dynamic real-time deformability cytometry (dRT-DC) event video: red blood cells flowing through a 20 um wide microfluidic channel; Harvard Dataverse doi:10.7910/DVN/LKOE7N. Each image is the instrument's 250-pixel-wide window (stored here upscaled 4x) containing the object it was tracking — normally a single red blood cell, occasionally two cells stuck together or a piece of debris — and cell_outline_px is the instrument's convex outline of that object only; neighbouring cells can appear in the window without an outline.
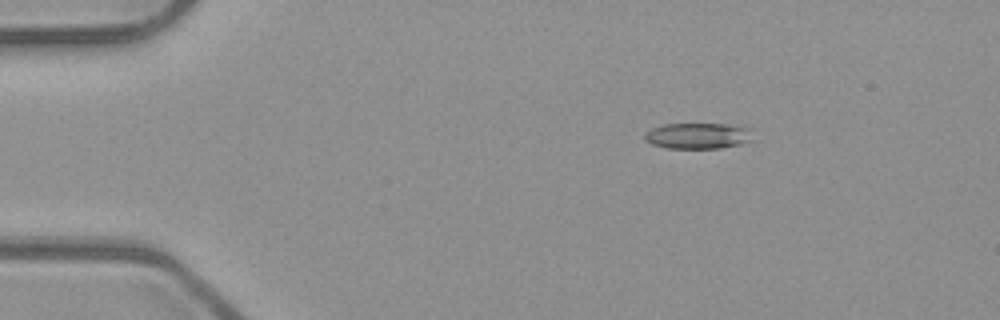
{"species": "common noctule bat (a hibernating species)", "species_latin": "Nyctalus noctula", "temperature_condition": "room temperature", "stored_images_in_passage": 3, "camera_frame_rate_fps": 3000, "um_per_image_px": 0.085, "animal": {"sex": "male", "body_mass_g": 23.1, "forearm_length_mm": 52.7}, "frame": {"image": 1, "passage_image": 1, "time_ms": 0.0, "image_size_px": [1000, 320], "cell_outline_px": [[752, 140], [740, 144], [720, 148], [668, 148], [652, 144], [644, 140], [644, 132], [652, 128], [664, 124], [724, 124], [744, 128]], "centroid_in_image_um": [59.2, 11.55], "position_along_channel_um": 25.8, "area_um2": 15.95}}
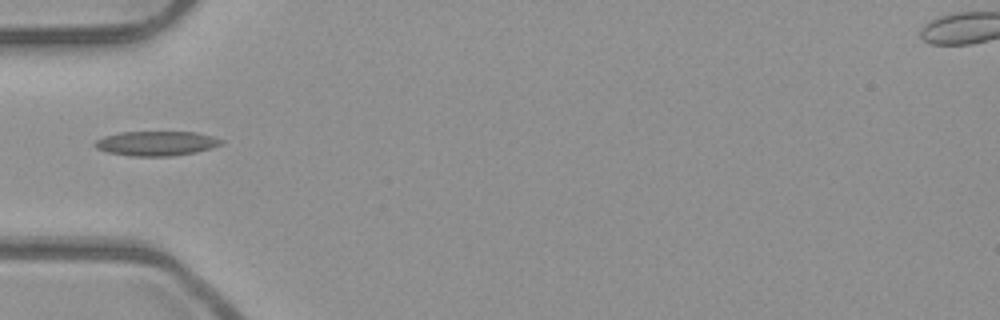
{"frame": {"image": 2, "passage_image": 3, "time_ms": 0.667, "image_size_px": [1000, 320], "cell_outline_px": [[224, 140], [220, 144], [212, 148], [196, 152], [172, 156], [132, 156], [108, 152], [96, 148], [92, 144], [96, 140], [104, 136], [120, 132], [196, 132], [212, 136]], "centroid_in_image_um": [13.28, 12.19], "position_along_channel_um": 71.7, "area_um2": 18.09}}